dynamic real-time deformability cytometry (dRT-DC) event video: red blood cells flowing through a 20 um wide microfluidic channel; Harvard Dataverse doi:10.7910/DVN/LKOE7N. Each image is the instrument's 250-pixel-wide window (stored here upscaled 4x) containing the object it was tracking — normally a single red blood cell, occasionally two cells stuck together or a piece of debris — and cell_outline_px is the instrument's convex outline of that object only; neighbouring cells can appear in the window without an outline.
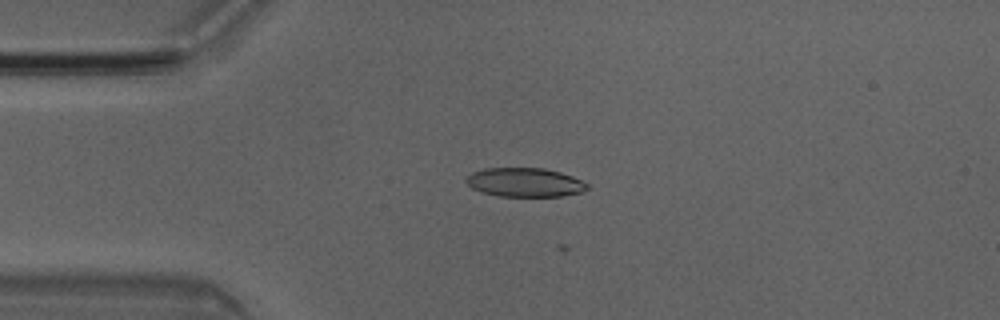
{"species": "Egyptian fruit bat (a non-hibernating species)", "species_latin": "Rousettus aegyptiacus", "temperature_condition": "room temperature", "stored_images_in_passage": 6, "camera_frame_rate_fps": 3000, "um_per_image_px": 0.085, "animal": {"sex": "male"}, "frame": {"image": 1, "passage_image": 4, "time_ms": 1.0, "image_size_px": [1000, 320], "cell_outline_px": [[588, 188], [580, 192], [564, 196], [500, 196], [480, 192], [472, 188], [464, 180], [472, 172], [484, 168], [544, 168], [560, 172], [572, 176], [588, 184]], "centroid_in_image_um": [44.58, 15.5], "position_along_channel_um": 40.4, "area_um2": 20.4}}